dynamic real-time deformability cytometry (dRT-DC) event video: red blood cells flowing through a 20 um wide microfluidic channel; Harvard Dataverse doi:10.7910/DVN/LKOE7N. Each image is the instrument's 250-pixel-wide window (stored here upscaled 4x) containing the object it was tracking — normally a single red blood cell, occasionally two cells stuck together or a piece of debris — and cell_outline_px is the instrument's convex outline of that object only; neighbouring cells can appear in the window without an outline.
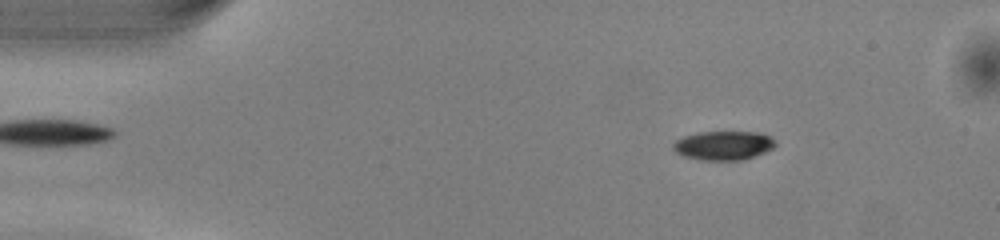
{"species": "common noctule bat (a hibernating species)", "species_latin": "Nyctalus noctula", "temperature_condition": "warm", "stored_images_in_passage": 50, "camera_frame_rate_fps": 3000, "um_per_image_px": 0.085, "animal": {"sex": "male", "body_mass_g": 13.0, "forearm_length_mm": 53.1}, "frame": {"image": 1, "passage_image": 7, "time_ms": 2.0, "image_size_px": [1000, 240], "cell_outline_px": [[776, 144], [772, 148], [764, 152], [740, 160], [700, 160], [684, 156], [676, 152], [672, 148], [672, 144], [676, 140], [684, 136], [700, 132], [760, 132], [772, 136], [776, 140]], "centroid_in_image_um": [61.5, 12.35], "position_along_channel_um": 23.5, "area_um2": 17.28}}
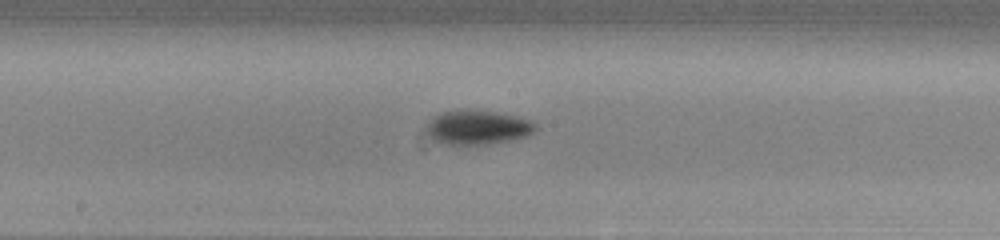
{"frame": {"image": 2, "passage_image": 26, "time_ms": 8.333, "image_size_px": [1000, 240], "cell_outline_px": [[540, 128], [528, 136], [512, 140], [488, 144], [444, 144], [436, 140], [424, 128], [424, 124], [432, 116], [440, 112], [460, 108], [464, 108], [496, 112], [516, 116], [528, 120], [536, 124]], "centroid_in_image_um": [40.58, 10.8], "position_along_channel_um": 207.6, "area_um2": 22.25}}
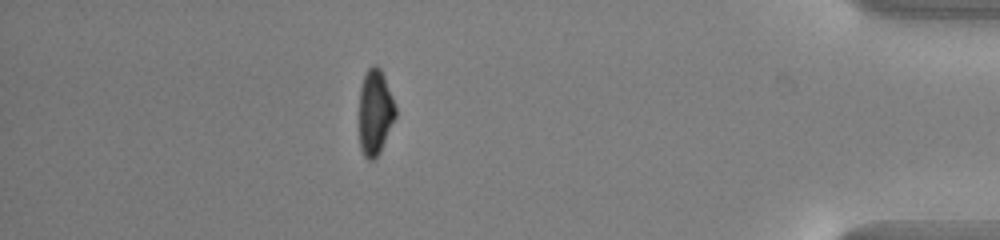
{"frame": {"image": 3, "passage_image": 44, "time_ms": 14.333, "image_size_px": [1000, 240], "cell_outline_px": [[396, 116], [380, 152], [372, 160], [368, 160], [364, 156], [360, 148], [360, 88], [364, 76], [368, 68], [372, 64], [376, 64], [380, 68], [384, 76], [396, 108]], "centroid_in_image_um": [31.88, 9.53], "position_along_channel_um": 403.3, "area_um2": 17.92}, "authors_computed_cell_mechanics": {"area_um2": 19.1318, "velocity_mm_per_s": 4.077, "shape_relaxation_time_tau1_ms": 2.2416, "shape_relaxation_time_tau2_ms": null, "deformation_change_tau1": 0.1315, "deformation_change_tau2": null}}